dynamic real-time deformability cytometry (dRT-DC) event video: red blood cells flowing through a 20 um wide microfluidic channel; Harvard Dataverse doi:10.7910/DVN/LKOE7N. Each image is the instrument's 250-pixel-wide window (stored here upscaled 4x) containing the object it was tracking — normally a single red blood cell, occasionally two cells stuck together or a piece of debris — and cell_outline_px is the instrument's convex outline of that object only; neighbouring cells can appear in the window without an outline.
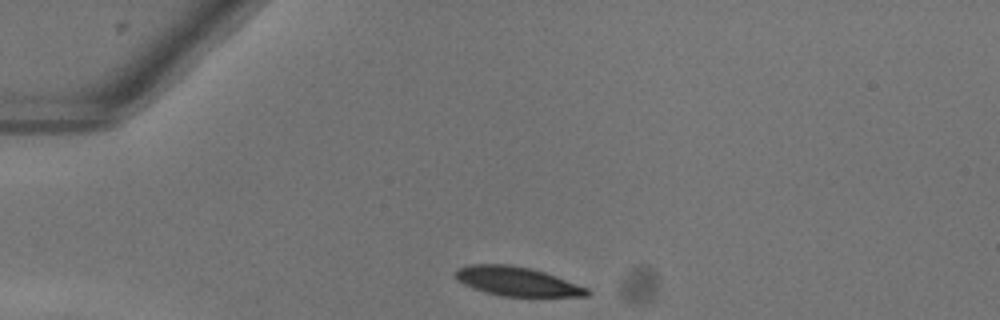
{"species": "common noctule bat (a hibernating species)", "species_latin": "Nyctalus noctula", "temperature_condition": "warm", "stored_images_in_passage": 40, "camera_frame_rate_fps": 3000, "um_per_image_px": 0.085, "animal": {"sex": "female"}, "frame": {"image": 1, "passage_image": 1, "time_ms": 0.0, "image_size_px": [1000, 320], "cell_outline_px": [[592, 292], [588, 296], [500, 296], [484, 292], [472, 288], [456, 280], [456, 268], [472, 264], [508, 264], [528, 268], [544, 272], [556, 276], [588, 288]], "centroid_in_image_um": [43.93, 23.92], "position_along_channel_um": 41.1, "area_um2": 22.25}}
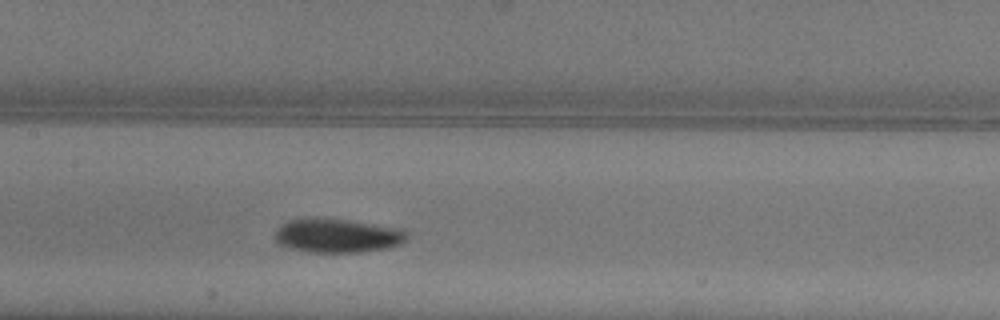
{"frame": {"image": 2, "passage_image": 14, "time_ms": 4.333, "image_size_px": [1000, 320], "cell_outline_px": [[408, 240], [400, 244], [384, 248], [360, 252], [304, 252], [284, 248], [276, 240], [276, 232], [288, 220], [312, 216], [344, 220], [400, 228], [408, 236]], "centroid_in_image_um": [28.63, 20.03], "position_along_channel_um": 178.8, "area_um2": 26.13}}
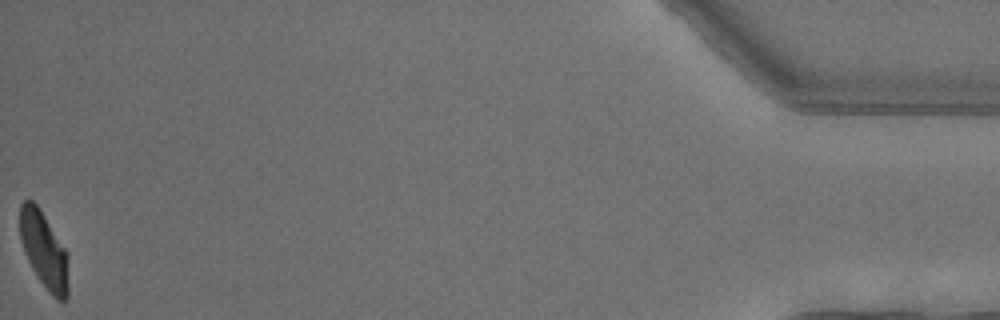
{"frame": {"image": 3, "passage_image": 40, "time_ms": 13.0, "image_size_px": [1000, 320], "cell_outline_px": [[68, 296], [64, 300], [56, 300], [52, 296], [40, 280], [32, 268], [24, 252], [20, 240], [20, 204], [24, 200], [32, 200], [36, 204], [68, 252]], "centroid_in_image_um": [3.75, 21.27], "position_along_channel_um": 431.5, "area_um2": 21.56}, "authors_computed_cell_mechanics": {"area_um2": 24.1893, "velocity_mm_per_s": 4.0351, "shape_relaxation_time_tau1_ms": 2.8265, "shape_relaxation_time_tau2_ms": 8.6726, "deformation_change_tau1": 0.1352, "deformation_change_tau2": 0.1202}}